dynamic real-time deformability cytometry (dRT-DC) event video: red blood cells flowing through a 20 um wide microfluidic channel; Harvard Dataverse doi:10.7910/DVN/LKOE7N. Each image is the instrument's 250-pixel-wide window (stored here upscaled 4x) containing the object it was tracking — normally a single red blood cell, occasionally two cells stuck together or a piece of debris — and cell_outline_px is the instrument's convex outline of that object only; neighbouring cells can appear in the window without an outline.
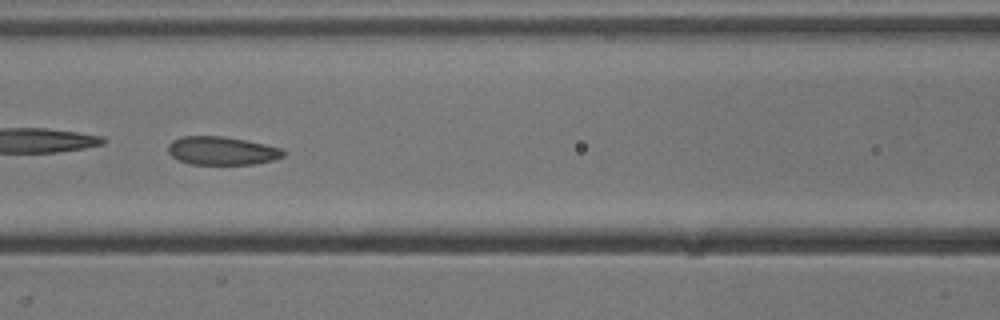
{"species": "common noctule bat (a hibernating species)", "species_latin": "Nyctalus noctula", "temperature_condition": "cold", "stored_images_in_passage": 15, "camera_frame_rate_fps": 3000, "um_per_image_px": 0.085, "animal": {"sex": "male", "body_mass_g": 13.3}, "frame": {"image": 1, "passage_image": 7, "time_ms": 2.0, "image_size_px": [1000, 320], "cell_outline_px": [[284, 156], [272, 160], [256, 164], [192, 164], [180, 160], [172, 156], [168, 152], [168, 144], [172, 140], [180, 136], [224, 136], [284, 148]], "centroid_in_image_um": [18.86, 12.8], "position_along_channel_um": 147.7, "area_um2": 19.02}}